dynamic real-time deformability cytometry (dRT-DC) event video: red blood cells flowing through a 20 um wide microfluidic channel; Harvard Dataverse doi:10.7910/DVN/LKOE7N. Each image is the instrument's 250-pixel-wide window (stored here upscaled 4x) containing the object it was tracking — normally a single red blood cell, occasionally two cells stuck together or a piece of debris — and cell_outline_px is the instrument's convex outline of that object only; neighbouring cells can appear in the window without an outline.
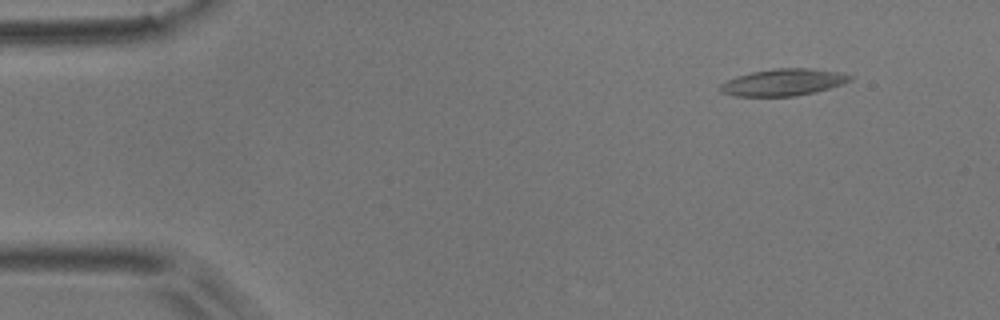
{"species": "common noctule bat (a hibernating species)", "species_latin": "Nyctalus noctula", "temperature_condition": "room temperature", "stored_images_in_passage": 6, "camera_frame_rate_fps": 3000, "um_per_image_px": 0.085, "animal": {"sex": "male", "body_mass_g": 17.9}, "frame": {"image": 1, "passage_image": 6, "time_ms": 1.667, "image_size_px": [1000, 320], "cell_outline_px": [[852, 80], [816, 92], [796, 96], [736, 96], [720, 92], [716, 88], [720, 84], [736, 76], [752, 72], [776, 68], [808, 68], [840, 72], [852, 76]], "centroid_in_image_um": [66.53, 7.0], "position_along_channel_um": 18.5, "area_um2": 20.29}}